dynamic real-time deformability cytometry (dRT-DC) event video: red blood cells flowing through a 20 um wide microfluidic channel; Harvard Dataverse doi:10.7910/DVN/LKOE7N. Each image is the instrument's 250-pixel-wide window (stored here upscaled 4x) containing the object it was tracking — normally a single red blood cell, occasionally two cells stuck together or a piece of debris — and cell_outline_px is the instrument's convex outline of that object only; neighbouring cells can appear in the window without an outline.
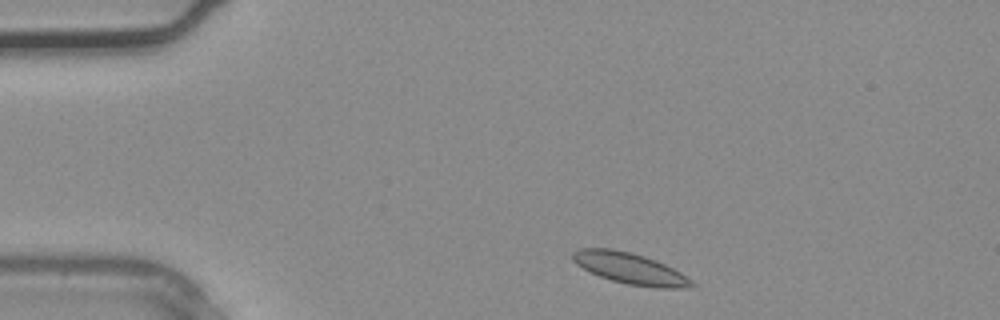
{"species": "common noctule bat (a hibernating species)", "species_latin": "Nyctalus noctula", "temperature_condition": "warm", "stored_images_in_passage": 3, "camera_frame_rate_fps": 3000, "um_per_image_px": 0.085, "animal": {"sex": "male", "body_mass_g": 20.4}, "frame": {"image": 1, "passage_image": 3, "time_ms": 0.667, "image_size_px": [1000, 320], "cell_outline_px": [[696, 284], [692, 288], [660, 288], [628, 284], [612, 280], [600, 276], [576, 264], [572, 260], [572, 252], [580, 248], [612, 248], [644, 256], [656, 260], [680, 272], [692, 280]], "centroid_in_image_um": [53.57, 22.81], "position_along_channel_um": 31.4, "area_um2": 21.44}}